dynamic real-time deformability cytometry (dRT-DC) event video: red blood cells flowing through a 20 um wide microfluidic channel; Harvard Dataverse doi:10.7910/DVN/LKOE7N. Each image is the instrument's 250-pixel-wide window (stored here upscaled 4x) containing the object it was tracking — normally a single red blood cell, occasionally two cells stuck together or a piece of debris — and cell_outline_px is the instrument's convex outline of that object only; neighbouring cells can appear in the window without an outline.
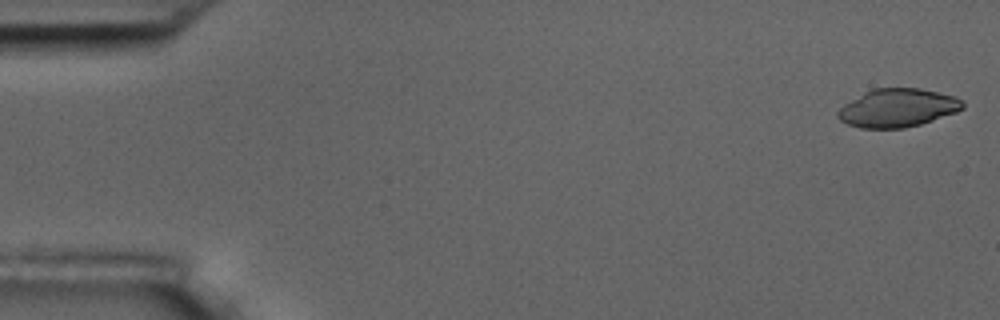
{"species": "common noctule bat (a hibernating species)", "species_latin": "Nyctalus noctula", "temperature_condition": "room temperature", "stored_images_in_passage": 5, "camera_frame_rate_fps": 3000, "um_per_image_px": 0.085, "animal": {"sex": "male", "body_mass_g": 17.5, "forearm_length_mm": 52.3}, "frame": {"image": 1, "passage_image": 1, "time_ms": 0.0, "image_size_px": [1000, 320], "cell_outline_px": [[964, 108], [956, 112], [920, 124], [904, 128], [860, 128], [848, 124], [840, 120], [836, 116], [836, 112], [844, 104], [864, 92], [872, 88], [920, 88], [952, 96], [960, 100], [964, 104]], "centroid_in_image_um": [76.25, 9.17], "position_along_channel_um": 8.7, "area_um2": 27.69}}